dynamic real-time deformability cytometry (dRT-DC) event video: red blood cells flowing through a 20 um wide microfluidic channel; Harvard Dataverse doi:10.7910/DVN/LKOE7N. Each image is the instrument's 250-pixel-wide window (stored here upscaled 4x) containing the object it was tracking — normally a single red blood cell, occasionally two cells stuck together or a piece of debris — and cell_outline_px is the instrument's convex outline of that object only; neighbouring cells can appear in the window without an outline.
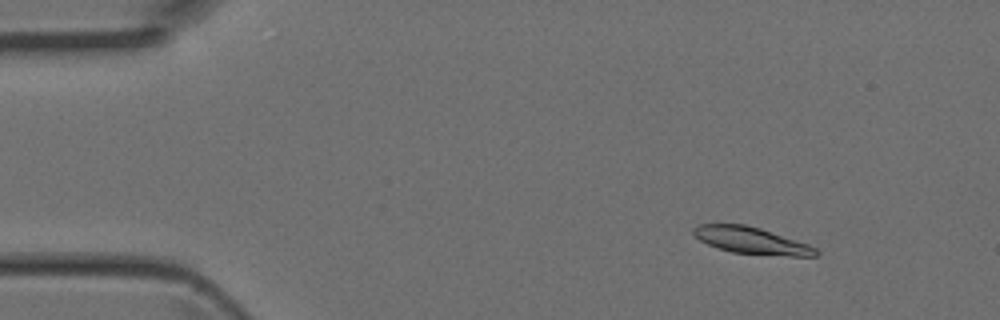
{"species": "Egyptian fruit bat (a non-hibernating species)", "species_latin": "Rousettus aegyptiacus", "temperature_condition": "room temperature", "stored_images_in_passage": 4, "camera_frame_rate_fps": 3000, "um_per_image_px": 0.085, "animal": {"sex": "female"}, "frame": {"image": 1, "passage_image": 2, "time_ms": 0.333, "image_size_px": [1000, 320], "cell_outline_px": [[820, 252], [816, 256], [788, 256], [732, 252], [716, 248], [700, 240], [692, 232], [692, 228], [700, 224], [744, 224], [760, 228], [808, 244], [816, 248]], "centroid_in_image_um": [63.86, 20.44], "position_along_channel_um": 21.1, "area_um2": 18.96}}
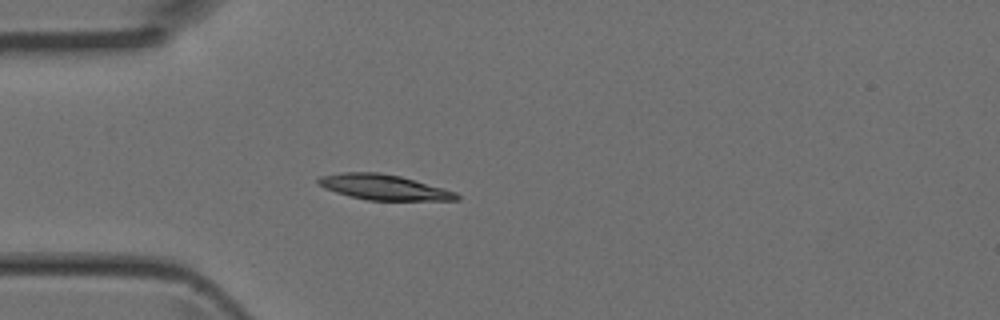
{"frame": {"image": 2, "passage_image": 4, "time_ms": 1.0, "image_size_px": [1000, 320], "cell_outline_px": [[460, 200], [368, 200], [336, 192], [324, 188], [316, 184], [316, 180], [320, 176], [340, 172], [380, 172], [400, 176], [456, 192], [460, 196]], "centroid_in_image_um": [32.58, 15.9], "position_along_channel_um": 52.4, "area_um2": 20.29}}